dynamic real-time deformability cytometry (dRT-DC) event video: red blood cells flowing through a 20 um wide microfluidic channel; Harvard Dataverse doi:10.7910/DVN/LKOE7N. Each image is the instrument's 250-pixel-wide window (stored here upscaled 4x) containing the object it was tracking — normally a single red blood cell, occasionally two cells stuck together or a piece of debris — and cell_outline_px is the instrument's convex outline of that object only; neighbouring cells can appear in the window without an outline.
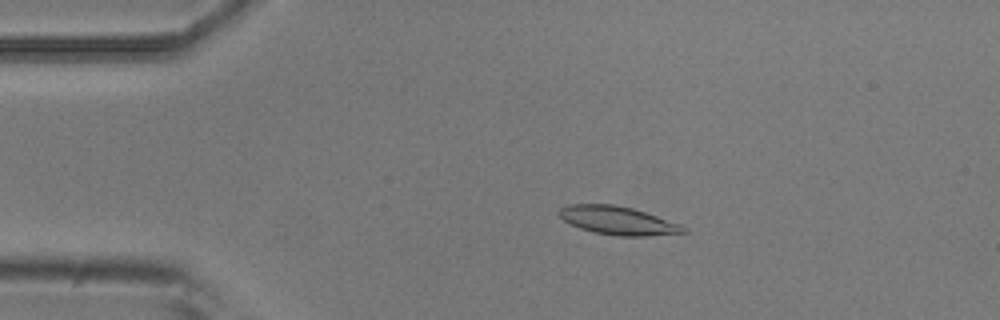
{"species": "common noctule bat (a hibernating species)", "species_latin": "Nyctalus noctula", "temperature_condition": "room temperature", "stored_images_in_passage": 53, "camera_frame_rate_fps": 3000, "um_per_image_px": 0.085, "animal": {"sex": "male", "body_mass_g": 20.5, "forearm_length_mm": 52.5}, "frame": {"image": 1, "passage_image": 10, "time_ms": 3.0, "image_size_px": [1000, 320], "cell_outline_px": [[688, 232], [648, 236], [616, 236], [592, 232], [580, 228], [564, 220], [556, 212], [560, 208], [568, 204], [612, 204], [632, 208], [680, 224], [688, 228]], "centroid_in_image_um": [52.51, 18.75], "position_along_channel_um": 32.5, "area_um2": 20.52}}
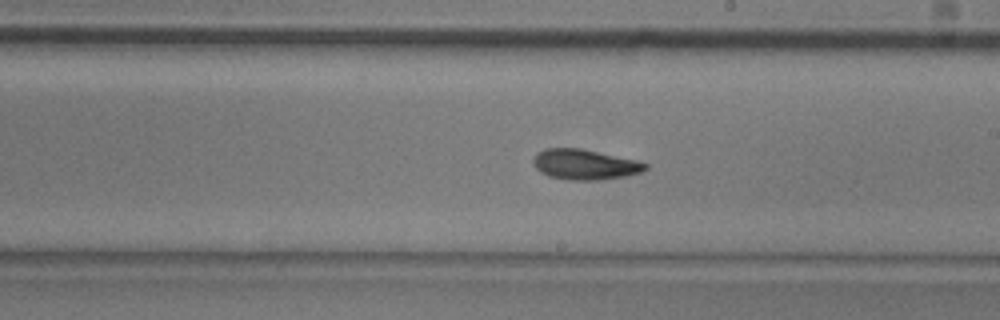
{"frame": {"image": 2, "passage_image": 30, "time_ms": 9.667, "image_size_px": [1000, 320], "cell_outline_px": [[648, 168], [640, 172], [624, 176], [600, 180], [568, 180], [548, 176], [540, 172], [536, 168], [532, 160], [536, 152], [544, 148], [580, 148], [636, 160], [648, 164]], "centroid_in_image_um": [49.66, 13.98], "position_along_channel_um": 239.3, "area_um2": 19.83}}
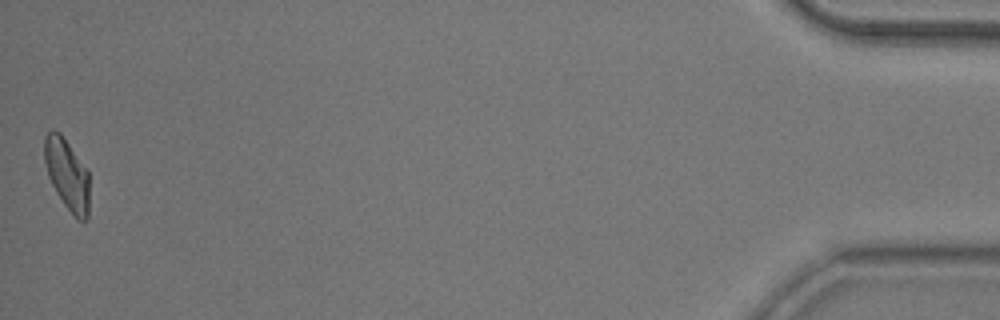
{"frame": {"image": 3, "passage_image": 53, "time_ms": 17.333, "image_size_px": [1000, 320], "cell_outline_px": [[88, 216], [84, 220], [76, 220], [64, 204], [56, 192], [48, 176], [44, 160], [44, 136], [52, 128], [60, 132], [88, 172]], "centroid_in_image_um": [5.67, 14.81], "position_along_channel_um": 429.5, "area_um2": 18.44}, "authors_computed_cell_mechanics": {"area_um2": 19.652, "velocity_mm_per_s": 3.7352, "shape_relaxation_time_tau1_ms": 5.766, "shape_relaxation_time_tau2_ms": 4.2344, "deformation_change_tau1": 0.1433, "deformation_change_tau2": 0.1039}}